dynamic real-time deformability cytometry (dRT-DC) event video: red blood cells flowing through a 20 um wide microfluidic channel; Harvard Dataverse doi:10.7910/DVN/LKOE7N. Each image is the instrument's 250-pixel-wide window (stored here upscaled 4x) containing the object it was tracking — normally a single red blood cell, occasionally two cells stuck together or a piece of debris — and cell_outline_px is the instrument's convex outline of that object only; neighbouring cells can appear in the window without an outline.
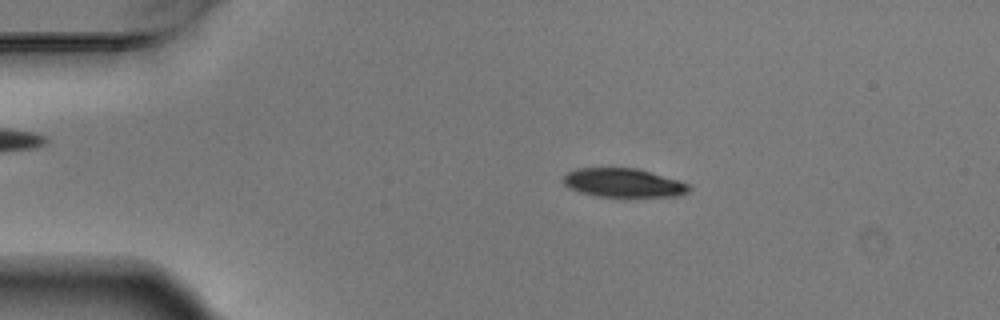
{"species": "Egyptian fruit bat (a non-hibernating species)", "species_latin": "Rousettus aegyptiacus", "temperature_condition": "warm", "stored_images_in_passage": 6, "camera_frame_rate_fps": 3000, "um_per_image_px": 0.085, "animal": {"sex": "male"}, "frame": {"image": 1, "passage_image": 3, "time_ms": 0.667, "image_size_px": [1000, 320], "cell_outline_px": [[692, 188], [688, 192], [680, 196], [596, 196], [580, 192], [568, 188], [560, 180], [568, 172], [576, 168], [636, 168], [680, 180], [692, 184]], "centroid_in_image_um": [53.01, 15.53], "position_along_channel_um": 32.0, "area_um2": 21.27}}
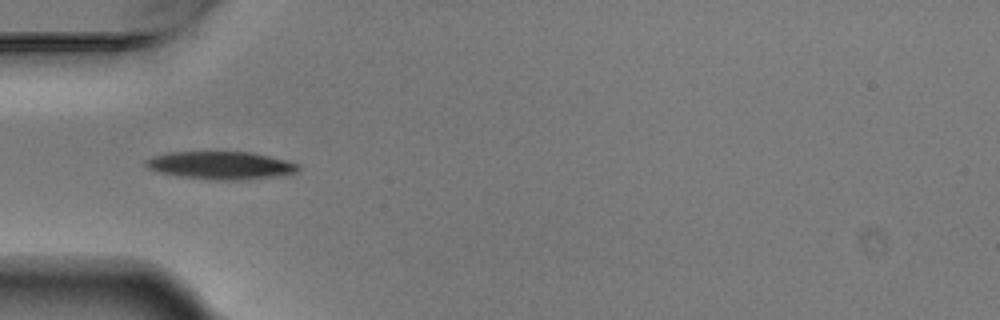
{"frame": {"image": 2, "passage_image": 5, "time_ms": 1.333, "image_size_px": [1000, 320], "cell_outline_px": [[300, 168], [296, 172], [240, 180], [220, 180], [180, 176], [160, 172], [148, 168], [144, 164], [144, 160], [152, 156], [168, 152], [252, 152], [288, 160], [300, 164]], "centroid_in_image_um": [18.74, 14.03], "position_along_channel_um": 66.3, "area_um2": 24.45}}
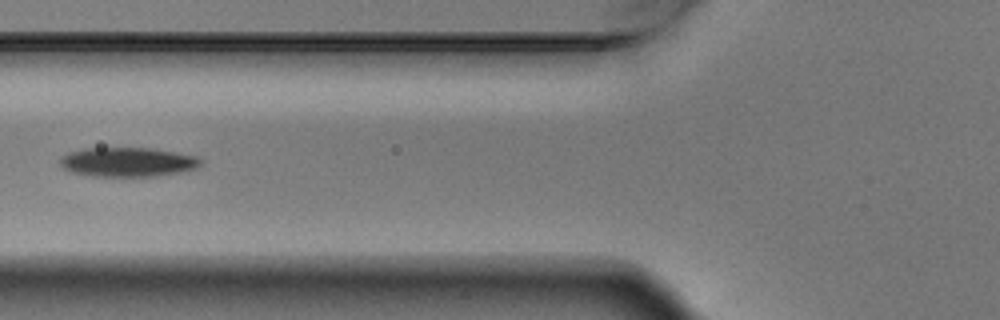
{"frame": {"image": 3, "passage_image": 6, "time_ms": 1.667, "image_size_px": [1000, 320], "cell_outline_px": [[204, 164], [196, 168], [180, 172], [156, 176], [92, 176], [72, 172], [64, 168], [60, 164], [60, 156], [68, 152], [84, 148], [152, 148], [196, 156], [204, 160]], "centroid_in_image_um": [10.87, 13.77], "position_along_channel_um": 114.9, "area_um2": 24.16}}